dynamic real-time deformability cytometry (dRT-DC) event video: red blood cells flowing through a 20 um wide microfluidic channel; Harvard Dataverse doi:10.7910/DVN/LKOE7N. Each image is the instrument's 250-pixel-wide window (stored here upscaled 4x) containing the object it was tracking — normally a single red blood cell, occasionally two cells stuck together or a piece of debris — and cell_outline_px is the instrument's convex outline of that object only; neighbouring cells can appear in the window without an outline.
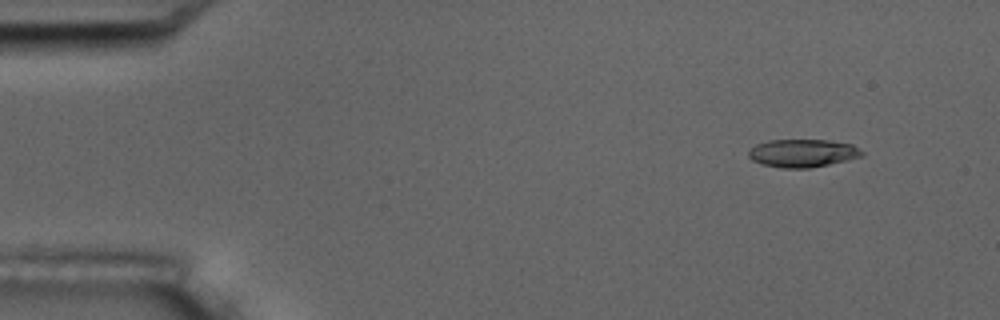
{"species": "common noctule bat (a hibernating species)", "species_latin": "Nyctalus noctula", "temperature_condition": "room temperature", "stored_images_in_passage": 4, "camera_frame_rate_fps": 3000, "um_per_image_px": 0.085, "animal": {"sex": "male", "body_mass_g": 17.5, "forearm_length_mm": 52.3}, "frame": {"image": 1, "passage_image": 2, "time_ms": 1.333, "image_size_px": [1000, 320], "cell_outline_px": [[864, 156], [848, 160], [808, 168], [784, 168], [760, 164], [752, 160], [748, 156], [748, 152], [756, 144], [768, 140], [828, 140], [852, 144], [864, 152]], "centroid_in_image_um": [68.23, 13.01], "position_along_channel_um": 16.8, "area_um2": 18.5}}